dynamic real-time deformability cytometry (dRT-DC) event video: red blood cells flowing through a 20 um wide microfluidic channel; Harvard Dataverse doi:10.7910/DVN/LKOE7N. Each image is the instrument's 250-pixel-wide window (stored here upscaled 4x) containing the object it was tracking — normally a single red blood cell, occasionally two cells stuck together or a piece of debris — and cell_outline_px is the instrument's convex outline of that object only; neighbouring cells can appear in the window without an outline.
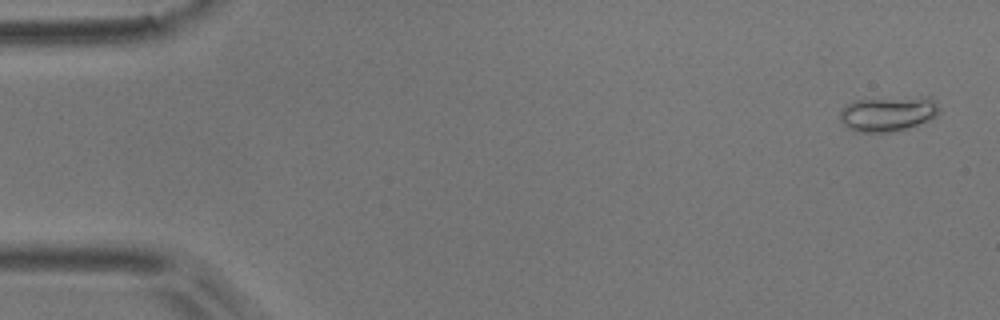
{"species": "common noctule bat (a hibernating species)", "species_latin": "Nyctalus noctula", "temperature_condition": "room temperature", "stored_images_in_passage": 6, "camera_frame_rate_fps": 3000, "um_per_image_px": 0.085, "animal": {"sex": "male", "body_mass_g": 17.9}, "frame": {"image": 1, "passage_image": 6, "time_ms": 1.667, "image_size_px": [1000, 320], "cell_outline_px": [[940, 112], [936, 116], [928, 120], [904, 128], [888, 132], [856, 132], [848, 128], [840, 120], [840, 112], [852, 100], [924, 96], [932, 96], [940, 108]], "centroid_in_image_um": [75.5, 9.64], "position_along_channel_um": 9.5, "area_um2": 20.23}}